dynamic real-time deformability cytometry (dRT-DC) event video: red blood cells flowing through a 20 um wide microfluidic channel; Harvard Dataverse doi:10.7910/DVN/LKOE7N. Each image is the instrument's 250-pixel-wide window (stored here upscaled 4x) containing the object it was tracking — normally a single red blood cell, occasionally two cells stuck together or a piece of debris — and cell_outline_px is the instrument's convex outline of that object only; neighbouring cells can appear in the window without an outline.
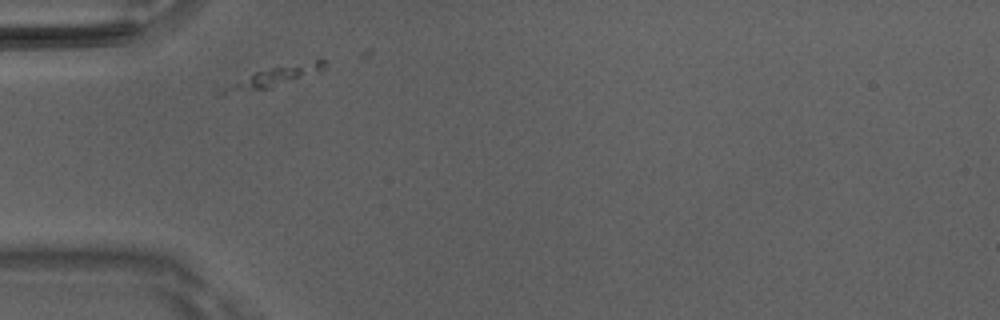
{"species": "Egyptian fruit bat (a non-hibernating species)", "species_latin": "Rousettus aegyptiacus", "temperature_condition": "room temperature", "stored_images_in_passage": 11, "camera_frame_rate_fps": 3000, "um_per_image_px": 0.085, "animal": {"sex": "male"}, "frame": {"image": 1, "passage_image": 2, "time_ms": 0.333, "image_size_px": [1000, 320], "cell_outline_px": [[328, 64], [320, 72], [272, 88], [216, 96], [216, 92], [256, 72], [272, 68], [316, 60], [324, 60]], "centroid_in_image_um": [23.32, 6.57], "position_along_channel_um": 61.7, "area_um2": 11.5}}